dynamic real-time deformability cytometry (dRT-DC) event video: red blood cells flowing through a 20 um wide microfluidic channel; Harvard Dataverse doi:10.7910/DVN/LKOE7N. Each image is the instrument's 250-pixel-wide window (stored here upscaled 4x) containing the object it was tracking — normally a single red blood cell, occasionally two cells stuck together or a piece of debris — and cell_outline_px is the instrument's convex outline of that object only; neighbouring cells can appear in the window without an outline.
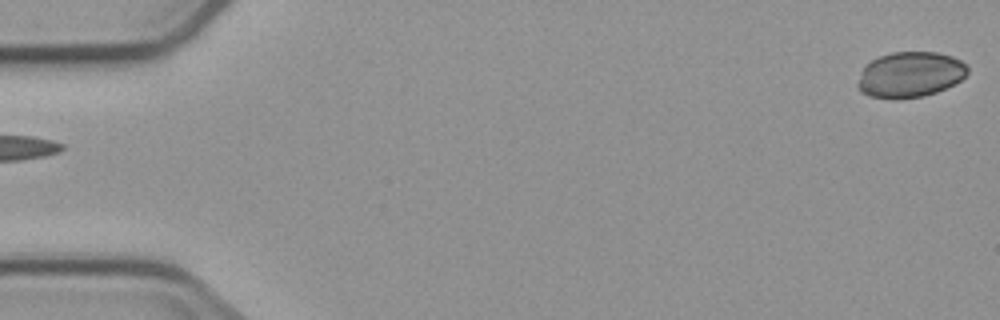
{"species": "common noctule bat (a hibernating species)", "species_latin": "Nyctalus noctula", "temperature_condition": "cold", "stored_images_in_passage": 5, "segment_of_instrument_passage": [2, 2], "camera_frame_rate_fps": 3000, "um_per_image_px": 0.085, "animal": {"sex": "male", "body_mass_g": 23.1, "forearm_length_mm": 52.7}, "frame": {"image": 1, "passage_image": 5, "time_ms": 6.0, "image_size_px": [1000, 320], "cell_outline_px": [[968, 72], [956, 84], [936, 92], [924, 96], [896, 100], [868, 96], [860, 92], [856, 88], [856, 84], [860, 72], [872, 60], [880, 56], [892, 52], [936, 52], [952, 56], [968, 64]], "centroid_in_image_um": [77.35, 6.36], "position_along_channel_um": 7.7, "area_um2": 29.59}}